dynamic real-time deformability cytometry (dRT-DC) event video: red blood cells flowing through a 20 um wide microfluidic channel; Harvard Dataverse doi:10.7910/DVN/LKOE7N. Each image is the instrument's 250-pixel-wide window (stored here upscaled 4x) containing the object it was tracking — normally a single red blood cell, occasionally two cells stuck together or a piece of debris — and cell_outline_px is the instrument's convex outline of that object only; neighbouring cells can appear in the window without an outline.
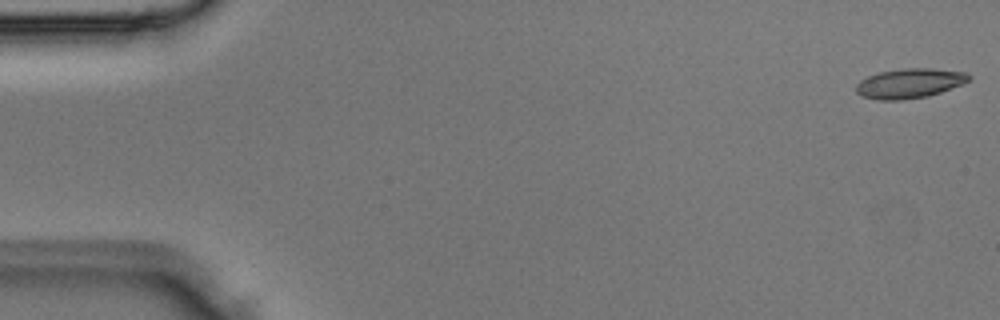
{"species": "Egyptian fruit bat (a non-hibernating species)", "species_latin": "Rousettus aegyptiacus", "temperature_condition": "room temperature", "stored_images_in_passage": 3, "camera_frame_rate_fps": 3000, "um_per_image_px": 0.085, "animal": {"sex": "male"}, "frame": {"image": 1, "passage_image": 1, "time_ms": 0.0, "image_size_px": [1000, 320], "cell_outline_px": [[972, 80], [964, 84], [928, 96], [900, 100], [880, 100], [864, 96], [856, 92], [856, 84], [860, 80], [868, 76], [880, 72], [900, 68], [932, 68], [968, 72], [972, 76]], "centroid_in_image_um": [77.38, 7.07], "position_along_channel_um": 7.6, "area_um2": 19.71}}